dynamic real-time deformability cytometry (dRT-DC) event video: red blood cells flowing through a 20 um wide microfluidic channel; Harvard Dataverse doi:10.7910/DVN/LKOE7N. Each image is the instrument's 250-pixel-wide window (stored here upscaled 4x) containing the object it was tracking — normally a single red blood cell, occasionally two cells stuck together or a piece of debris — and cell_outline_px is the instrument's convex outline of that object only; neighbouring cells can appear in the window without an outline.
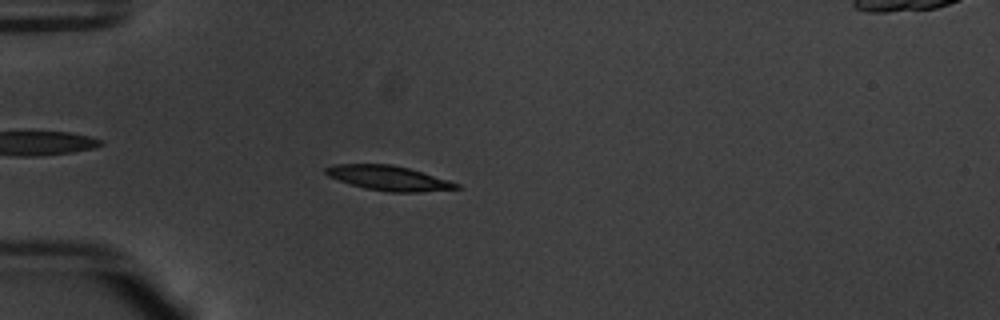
{"species": "common noctule bat (a hibernating species)", "species_latin": "Nyctalus noctula", "temperature_condition": "warm", "stored_images_in_passage": 46, "camera_frame_rate_fps": 3000, "um_per_image_px": 0.085, "animal": {"sex": "male", "body_mass_g": 20.1, "forearm_length_mm": 53.5}, "frame": {"image": 1, "passage_image": 8, "time_ms": 2.333, "image_size_px": [1000, 320], "cell_outline_px": [[460, 188], [420, 192], [388, 192], [364, 188], [328, 176], [324, 172], [324, 168], [336, 164], [392, 164], [408, 168], [448, 180], [460, 184]], "centroid_in_image_um": [33.02, 15.13], "position_along_channel_um": 52.0, "area_um2": 18.61}}
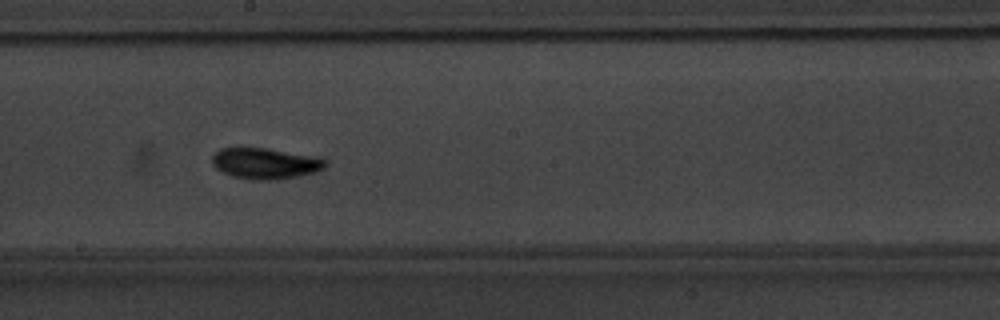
{"frame": {"image": 2, "passage_image": 23, "time_ms": 7.333, "image_size_px": [1000, 320], "cell_outline_px": [[328, 160], [324, 168], [312, 172], [296, 176], [276, 180], [252, 180], [232, 176], [216, 168], [212, 164], [212, 156], [220, 148], [236, 144], [268, 148]], "centroid_in_image_um": [22.43, 13.85], "position_along_channel_um": 225.8, "area_um2": 20.75}}
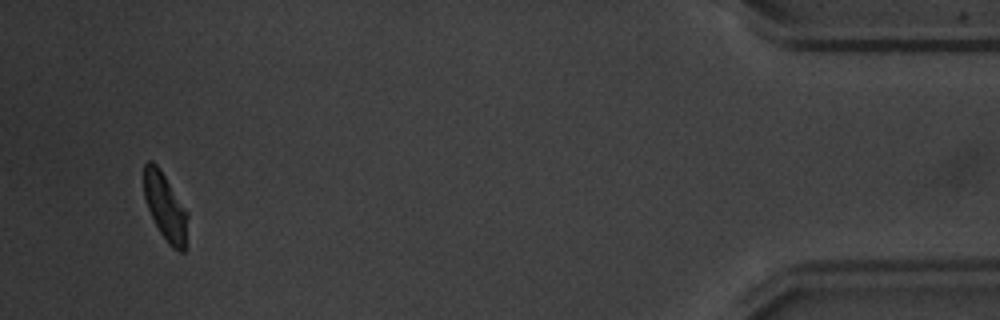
{"frame": {"image": 3, "passage_image": 44, "time_ms": 14.333, "image_size_px": [1000, 320], "cell_outline_px": [[188, 216], [184, 252], [180, 252], [172, 248], [168, 244], [160, 232], [148, 208], [144, 196], [144, 164], [148, 160], [152, 160], [160, 168], [188, 212]], "centroid_in_image_um": [14.05, 17.57], "position_along_channel_um": 421.2, "area_um2": 17.05}, "authors_computed_cell_mechanics": {"area_um2": 18.496, "velocity_mm_per_s": 3.7771, "shape_relaxation_time_tau1_ms": 2.0111, "shape_relaxation_time_tau2_ms": 3.6512, "deformation_change_tau1": 0.1287, "deformation_change_tau2": 0.076}}